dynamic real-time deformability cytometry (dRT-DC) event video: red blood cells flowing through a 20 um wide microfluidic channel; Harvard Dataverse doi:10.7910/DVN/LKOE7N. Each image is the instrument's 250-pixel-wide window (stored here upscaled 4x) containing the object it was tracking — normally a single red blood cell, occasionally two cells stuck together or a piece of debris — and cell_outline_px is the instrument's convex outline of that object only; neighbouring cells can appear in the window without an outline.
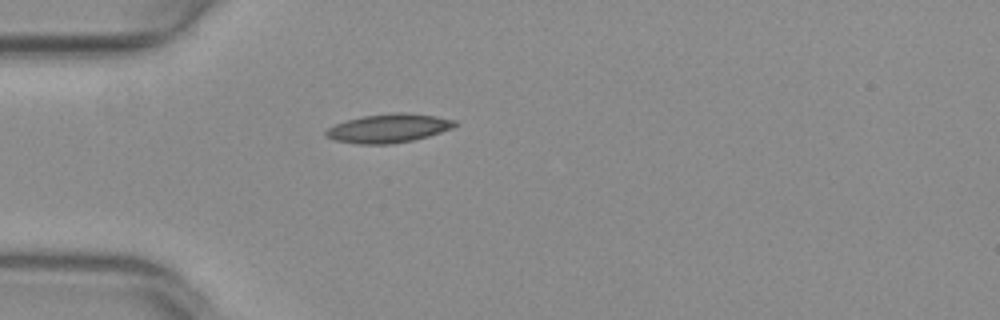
{"species": "common noctule bat (a hibernating species)", "species_latin": "Nyctalus noctula", "temperature_condition": "warm", "stored_images_in_passage": 30, "camera_frame_rate_fps": 3000, "um_per_image_px": 0.085, "animal": {"sex": "female", "body_mass_g": 29.2, "forearm_length_mm": 56.3}, "frame": {"image": 1, "passage_image": 1, "time_ms": 0.0, "image_size_px": [1000, 320], "cell_outline_px": [[460, 124], [452, 128], [428, 136], [412, 140], [392, 144], [360, 144], [336, 140], [324, 136], [324, 132], [328, 128], [336, 124], [360, 116], [392, 112], [404, 112], [436, 116], [456, 120]], "centroid_in_image_um": [33.05, 10.89], "position_along_channel_um": 52.0, "area_um2": 21.68}}
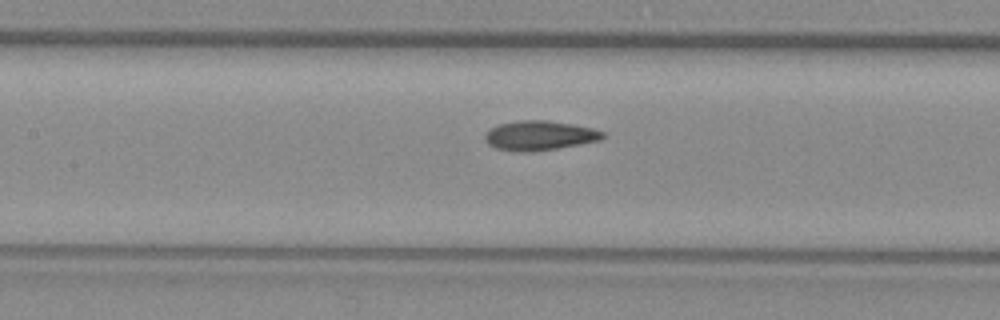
{"frame": {"image": 2, "passage_image": 10, "time_ms": 3.0, "image_size_px": [1000, 320], "cell_outline_px": [[604, 136], [600, 140], [556, 148], [532, 152], [516, 152], [496, 148], [488, 144], [484, 140], [484, 136], [488, 128], [500, 124], [516, 120], [544, 120], [572, 124], [592, 128], [604, 132]], "centroid_in_image_um": [45.79, 11.52], "position_along_channel_um": 161.6, "area_um2": 20.29}}
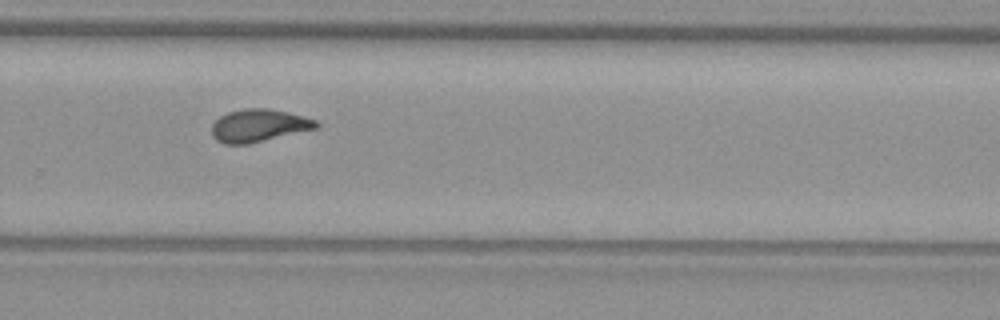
{"frame": {"image": 3, "passage_image": 21, "time_ms": 6.667, "image_size_px": [1000, 320], "cell_outline_px": [[320, 124], [316, 128], [248, 144], [224, 144], [216, 140], [212, 136], [212, 124], [220, 116], [228, 112], [244, 108], [268, 108], [288, 112], [304, 116], [316, 120]], "centroid_in_image_um": [21.97, 10.66], "position_along_channel_um": 307.8, "area_um2": 19.83}, "authors_computed_cell_mechanics": {"area_um2": 19.9121, "velocity_mm_per_s": 4.0026, "shape_relaxation_time_tau1_ms": null, "shape_relaxation_time_tau2_ms": 1.8218, "deformation_change_tau1": null, "deformation_change_tau2": 0.0761}}